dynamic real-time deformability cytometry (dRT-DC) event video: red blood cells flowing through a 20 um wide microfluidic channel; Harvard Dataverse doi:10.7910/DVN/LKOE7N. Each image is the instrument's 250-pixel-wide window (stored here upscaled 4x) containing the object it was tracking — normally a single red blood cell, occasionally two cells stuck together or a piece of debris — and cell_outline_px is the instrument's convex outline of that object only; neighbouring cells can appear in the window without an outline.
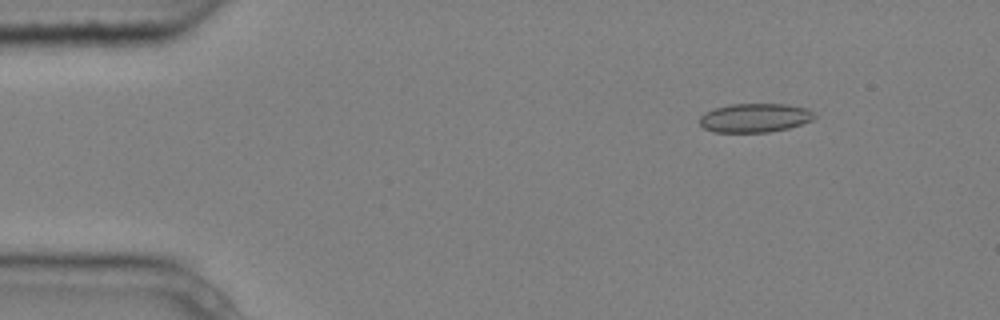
{"species": "common noctule bat (a hibernating species)", "species_latin": "Nyctalus noctula", "temperature_condition": "cold", "stored_images_in_passage": 7, "camera_frame_rate_fps": 3000, "um_per_image_px": 0.085, "animal": {"sex": "male", "body_mass_g": 20.4}, "frame": {"image": 1, "passage_image": 2, "time_ms": 0.333, "image_size_px": [1000, 320], "cell_outline_px": [[816, 116], [812, 120], [788, 128], [768, 132], [712, 132], [704, 128], [700, 124], [700, 116], [704, 112], [728, 104], [788, 104], [808, 108]], "centroid_in_image_um": [64.15, 10.01], "position_along_channel_um": 20.9, "area_um2": 19.36}}
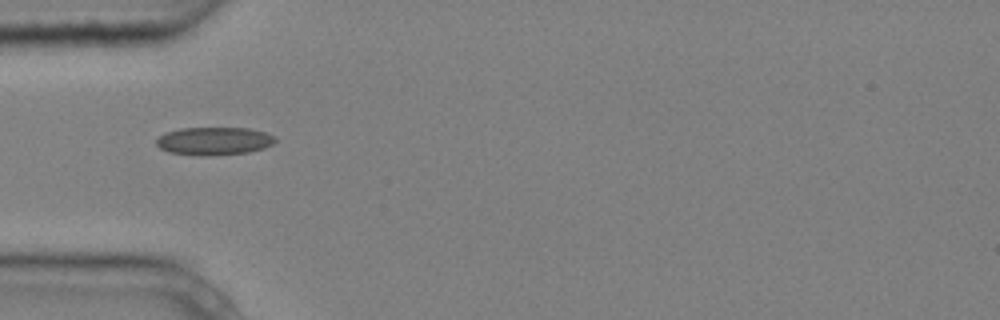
{"frame": {"image": 2, "passage_image": 5, "time_ms": 1.333, "image_size_px": [1000, 320], "cell_outline_px": [[276, 140], [272, 144], [264, 148], [248, 152], [200, 156], [168, 152], [160, 148], [156, 144], [156, 140], [164, 132], [180, 128], [248, 128], [264, 132], [276, 136]], "centroid_in_image_um": [18.17, 11.98], "position_along_channel_um": 66.8, "area_um2": 19.36}}
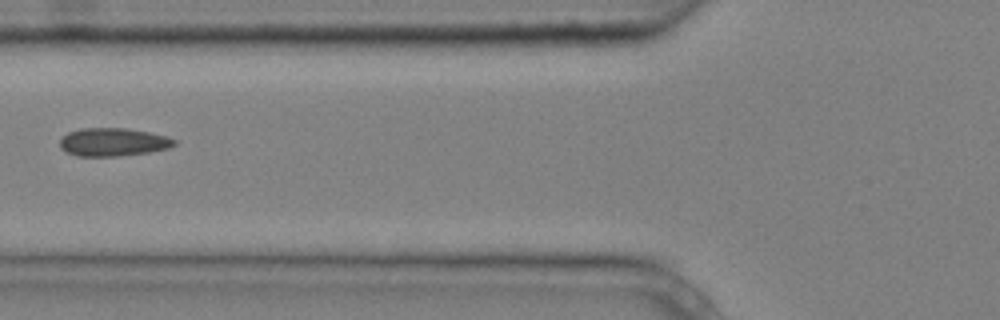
{"frame": {"image": 3, "passage_image": 6, "time_ms": 1.667, "image_size_px": [1000, 320], "cell_outline_px": [[176, 144], [168, 148], [148, 152], [120, 156], [76, 156], [64, 152], [60, 148], [60, 140], [68, 132], [80, 128], [124, 128], [148, 132], [168, 136], [176, 140]], "centroid_in_image_um": [9.59, 12.08], "position_along_channel_um": 116.2, "area_um2": 18.84}}